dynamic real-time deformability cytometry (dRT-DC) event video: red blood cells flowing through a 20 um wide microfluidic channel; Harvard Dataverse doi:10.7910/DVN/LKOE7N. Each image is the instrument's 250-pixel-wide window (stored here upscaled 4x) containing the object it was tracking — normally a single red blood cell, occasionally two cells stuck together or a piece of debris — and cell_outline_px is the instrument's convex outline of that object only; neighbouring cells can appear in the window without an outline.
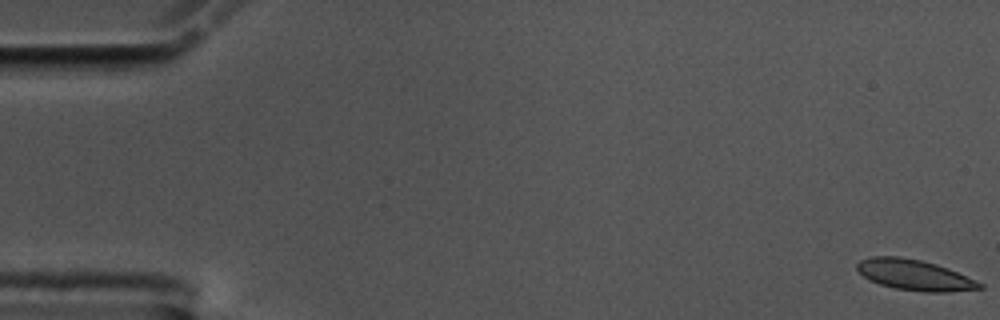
{"species": "common noctule bat (a hibernating species)", "species_latin": "Nyctalus noctula", "temperature_condition": "cold", "stored_images_in_passage": 57, "camera_frame_rate_fps": 3000, "um_per_image_px": 0.085, "animal": {"sex": "male", "body_mass_g": 17.5, "forearm_length_mm": 52.3}, "frame": {"image": 1, "passage_image": 1, "time_ms": 0.0, "image_size_px": [1000, 320], "cell_outline_px": [[984, 288], [948, 292], [924, 292], [896, 288], [880, 284], [868, 280], [856, 268], [856, 264], [860, 260], [872, 256], [900, 256], [920, 260], [936, 264], [948, 268], [976, 280], [984, 284]], "centroid_in_image_um": [77.74, 23.37], "position_along_channel_um": 7.3, "area_um2": 21.91}}
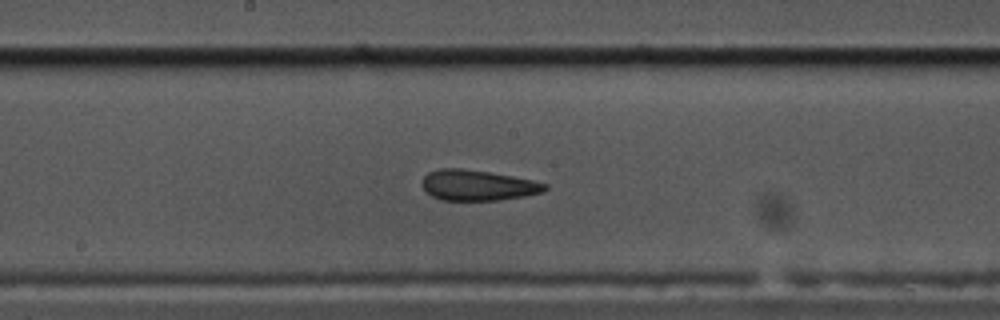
{"frame": {"image": 2, "passage_image": 30, "time_ms": 9.667, "image_size_px": [1000, 320], "cell_outline_px": [[548, 188], [544, 192], [524, 196], [496, 200], [440, 200], [432, 196], [420, 184], [424, 176], [428, 172], [440, 168], [460, 168], [488, 172], [512, 176], [532, 180], [548, 184]], "centroid_in_image_um": [40.6, 15.74], "position_along_channel_um": 207.6, "area_um2": 21.85}}
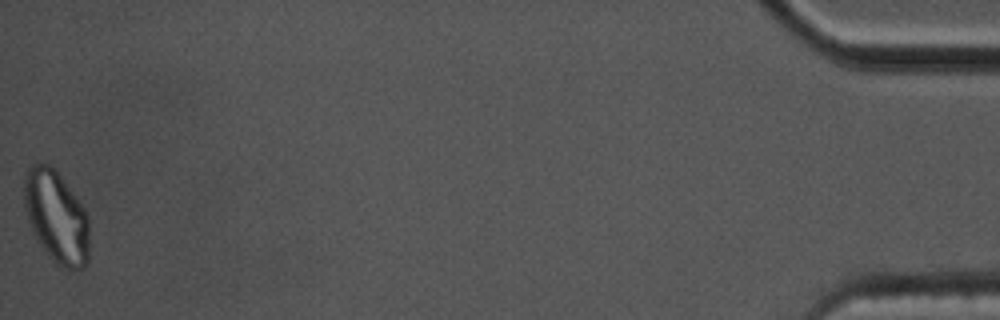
{"frame": {"image": 3, "passage_image": 57, "time_ms": 18.667, "image_size_px": [1000, 320], "cell_outline_px": [[88, 264], [84, 268], [64, 268], [56, 264], [52, 260], [40, 244], [32, 232], [28, 220], [24, 204], [24, 176], [28, 168], [36, 160], [40, 160], [48, 164], [60, 176], [76, 196], [84, 208], [88, 216]], "centroid_in_image_um": [4.77, 18.41], "position_along_channel_um": 430.4, "area_um2": 35.14}, "authors_computed_cell_mechanics": {"area_um2": 22.1952, "velocity_mm_per_s": 3.5537, "shape_relaxation_time_tau1_ms": null, "shape_relaxation_time_tau2_ms": 2.2394, "deformation_change_tau1": null, "deformation_change_tau2": 0.0689}}